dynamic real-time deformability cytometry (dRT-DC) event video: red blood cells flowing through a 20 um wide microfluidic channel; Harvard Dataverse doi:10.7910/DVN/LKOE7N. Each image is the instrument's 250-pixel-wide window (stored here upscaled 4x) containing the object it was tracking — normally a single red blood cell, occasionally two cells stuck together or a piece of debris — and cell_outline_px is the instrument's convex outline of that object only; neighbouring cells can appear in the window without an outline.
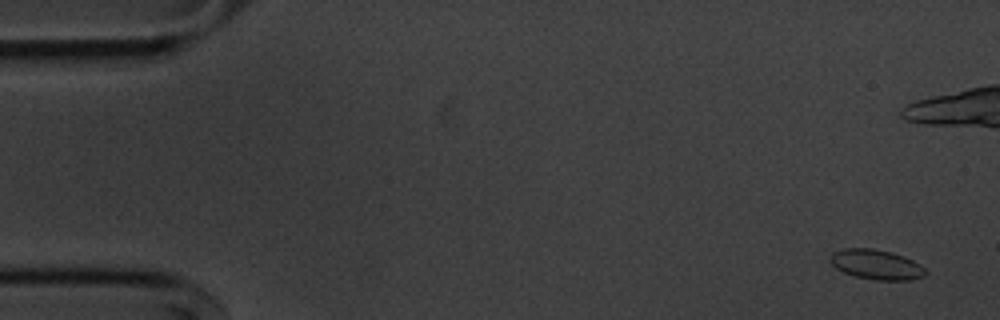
{"species": "common noctule bat (a hibernating species)", "species_latin": "Nyctalus noctula", "temperature_condition": "cold", "stored_images_in_passage": 57, "camera_frame_rate_fps": 3000, "um_per_image_px": 0.085, "animal": {"sex": "male", "body_mass_g": 20.1, "forearm_length_mm": 53.5}, "frame": {"image": 1, "passage_image": 3, "time_ms": 0.667, "image_size_px": [1000, 320], "cell_outline_px": [[924, 276], [908, 280], [876, 280], [856, 276], [844, 272], [836, 268], [828, 260], [832, 252], [844, 248], [872, 248], [892, 252], [904, 256], [920, 264], [924, 268]], "centroid_in_image_um": [74.45, 22.47], "position_along_channel_um": 10.6, "area_um2": 16.53}}
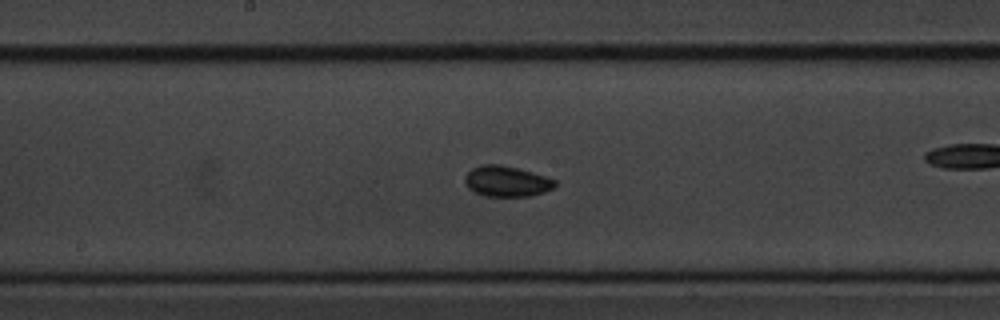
{"frame": {"image": 2, "passage_image": 29, "time_ms": 9.333, "image_size_px": [1000, 320], "cell_outline_px": [[556, 184], [552, 188], [544, 192], [528, 196], [484, 196], [472, 192], [468, 188], [464, 180], [464, 176], [472, 168], [480, 164], [500, 164], [520, 168], [556, 180]], "centroid_in_image_um": [43.02, 15.4], "position_along_channel_um": 205.2, "area_um2": 16.24}}
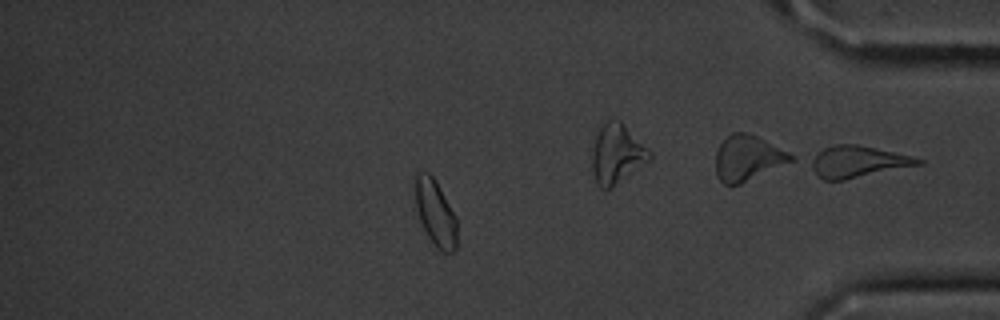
{"frame": {"image": 3, "passage_image": 48, "time_ms": 15.667, "image_size_px": [1000, 320], "cell_outline_px": [[456, 248], [452, 252], [444, 252], [436, 248], [428, 236], [420, 220], [416, 208], [412, 184], [412, 176], [416, 172], [428, 172], [436, 180], [456, 216]], "centroid_in_image_um": [36.95, 18.01], "position_along_channel_um": 398.2, "area_um2": 16.53}, "authors_computed_cell_mechanics": {"area_um2": 16.0684, "velocity_mm_per_s": 3.6214, "shape_relaxation_time_tau1_ms": 3.4707, "shape_relaxation_time_tau2_ms": null, "deformation_change_tau1": 0.102, "deformation_change_tau2": null}}